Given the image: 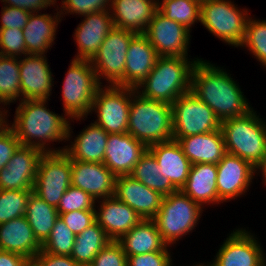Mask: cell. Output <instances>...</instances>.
<instances>
[{"mask_svg":"<svg viewBox=\"0 0 266 266\" xmlns=\"http://www.w3.org/2000/svg\"><path fill=\"white\" fill-rule=\"evenodd\" d=\"M33 259L39 266H81L71 256L50 254L42 250Z\"/></svg>","mask_w":266,"mask_h":266,"instance_id":"cell-49","label":"cell"},{"mask_svg":"<svg viewBox=\"0 0 266 266\" xmlns=\"http://www.w3.org/2000/svg\"><path fill=\"white\" fill-rule=\"evenodd\" d=\"M172 138L205 134L220 129L221 121L214 111L191 91L172 104Z\"/></svg>","mask_w":266,"mask_h":266,"instance_id":"cell-9","label":"cell"},{"mask_svg":"<svg viewBox=\"0 0 266 266\" xmlns=\"http://www.w3.org/2000/svg\"><path fill=\"white\" fill-rule=\"evenodd\" d=\"M160 168L155 157L147 150L135 165L130 174L135 180L143 183L148 188L155 190L162 196H167L178 189L160 173Z\"/></svg>","mask_w":266,"mask_h":266,"instance_id":"cell-34","label":"cell"},{"mask_svg":"<svg viewBox=\"0 0 266 266\" xmlns=\"http://www.w3.org/2000/svg\"><path fill=\"white\" fill-rule=\"evenodd\" d=\"M43 154L37 147L21 145L0 170V189L33 190L39 159Z\"/></svg>","mask_w":266,"mask_h":266,"instance_id":"cell-16","label":"cell"},{"mask_svg":"<svg viewBox=\"0 0 266 266\" xmlns=\"http://www.w3.org/2000/svg\"><path fill=\"white\" fill-rule=\"evenodd\" d=\"M170 251H155L127 257V266H170Z\"/></svg>","mask_w":266,"mask_h":266,"instance_id":"cell-47","label":"cell"},{"mask_svg":"<svg viewBox=\"0 0 266 266\" xmlns=\"http://www.w3.org/2000/svg\"><path fill=\"white\" fill-rule=\"evenodd\" d=\"M239 47L248 48L247 50L266 69V20H256L250 16L246 23L243 42Z\"/></svg>","mask_w":266,"mask_h":266,"instance_id":"cell-37","label":"cell"},{"mask_svg":"<svg viewBox=\"0 0 266 266\" xmlns=\"http://www.w3.org/2000/svg\"><path fill=\"white\" fill-rule=\"evenodd\" d=\"M217 165L197 163L191 165L188 178L180 191L204 205L221 204L217 192ZM220 202V203H219Z\"/></svg>","mask_w":266,"mask_h":266,"instance_id":"cell-29","label":"cell"},{"mask_svg":"<svg viewBox=\"0 0 266 266\" xmlns=\"http://www.w3.org/2000/svg\"><path fill=\"white\" fill-rule=\"evenodd\" d=\"M71 186L87 192L95 201L114 195L116 176L104 163L71 160Z\"/></svg>","mask_w":266,"mask_h":266,"instance_id":"cell-18","label":"cell"},{"mask_svg":"<svg viewBox=\"0 0 266 266\" xmlns=\"http://www.w3.org/2000/svg\"><path fill=\"white\" fill-rule=\"evenodd\" d=\"M33 190L0 189V224L25 216L27 202Z\"/></svg>","mask_w":266,"mask_h":266,"instance_id":"cell-38","label":"cell"},{"mask_svg":"<svg viewBox=\"0 0 266 266\" xmlns=\"http://www.w3.org/2000/svg\"><path fill=\"white\" fill-rule=\"evenodd\" d=\"M191 31L157 10L143 33L159 56L188 57Z\"/></svg>","mask_w":266,"mask_h":266,"instance_id":"cell-14","label":"cell"},{"mask_svg":"<svg viewBox=\"0 0 266 266\" xmlns=\"http://www.w3.org/2000/svg\"><path fill=\"white\" fill-rule=\"evenodd\" d=\"M136 33L114 27L101 43L98 52L90 60L99 84L124 86V69L129 43Z\"/></svg>","mask_w":266,"mask_h":266,"instance_id":"cell-11","label":"cell"},{"mask_svg":"<svg viewBox=\"0 0 266 266\" xmlns=\"http://www.w3.org/2000/svg\"><path fill=\"white\" fill-rule=\"evenodd\" d=\"M234 230L220 245L211 266H266V253L258 238L246 228Z\"/></svg>","mask_w":266,"mask_h":266,"instance_id":"cell-13","label":"cell"},{"mask_svg":"<svg viewBox=\"0 0 266 266\" xmlns=\"http://www.w3.org/2000/svg\"><path fill=\"white\" fill-rule=\"evenodd\" d=\"M59 217L75 235H79L96 221L95 210H77L59 214Z\"/></svg>","mask_w":266,"mask_h":266,"instance_id":"cell-45","label":"cell"},{"mask_svg":"<svg viewBox=\"0 0 266 266\" xmlns=\"http://www.w3.org/2000/svg\"><path fill=\"white\" fill-rule=\"evenodd\" d=\"M127 133L147 148L172 140L171 105L145 98L135 91L130 103Z\"/></svg>","mask_w":266,"mask_h":266,"instance_id":"cell-4","label":"cell"},{"mask_svg":"<svg viewBox=\"0 0 266 266\" xmlns=\"http://www.w3.org/2000/svg\"><path fill=\"white\" fill-rule=\"evenodd\" d=\"M71 177L70 157L64 151L46 152L39 159L33 192L57 208Z\"/></svg>","mask_w":266,"mask_h":266,"instance_id":"cell-12","label":"cell"},{"mask_svg":"<svg viewBox=\"0 0 266 266\" xmlns=\"http://www.w3.org/2000/svg\"><path fill=\"white\" fill-rule=\"evenodd\" d=\"M61 2L59 10L61 18L66 13L85 16L94 12L110 10L111 8V0H62Z\"/></svg>","mask_w":266,"mask_h":266,"instance_id":"cell-42","label":"cell"},{"mask_svg":"<svg viewBox=\"0 0 266 266\" xmlns=\"http://www.w3.org/2000/svg\"><path fill=\"white\" fill-rule=\"evenodd\" d=\"M146 151L131 134H109L103 163L116 177L130 175Z\"/></svg>","mask_w":266,"mask_h":266,"instance_id":"cell-20","label":"cell"},{"mask_svg":"<svg viewBox=\"0 0 266 266\" xmlns=\"http://www.w3.org/2000/svg\"><path fill=\"white\" fill-rule=\"evenodd\" d=\"M75 242V234L60 217L55 222L49 237L41 250L50 254L70 256Z\"/></svg>","mask_w":266,"mask_h":266,"instance_id":"cell-39","label":"cell"},{"mask_svg":"<svg viewBox=\"0 0 266 266\" xmlns=\"http://www.w3.org/2000/svg\"><path fill=\"white\" fill-rule=\"evenodd\" d=\"M47 102V100L20 101L14 112V122L9 126L14 130L22 146L37 147L44 153L63 152L61 148L53 149L48 145L51 142L71 140L73 132L70 126L71 120L66 114L62 116L50 111Z\"/></svg>","mask_w":266,"mask_h":266,"instance_id":"cell-2","label":"cell"},{"mask_svg":"<svg viewBox=\"0 0 266 266\" xmlns=\"http://www.w3.org/2000/svg\"><path fill=\"white\" fill-rule=\"evenodd\" d=\"M158 57L148 38L143 33L136 34L127 50L124 86L136 88L150 74Z\"/></svg>","mask_w":266,"mask_h":266,"instance_id":"cell-23","label":"cell"},{"mask_svg":"<svg viewBox=\"0 0 266 266\" xmlns=\"http://www.w3.org/2000/svg\"><path fill=\"white\" fill-rule=\"evenodd\" d=\"M172 265H173V264H172V262H171L170 266H172ZM192 266H211V264H210V263H209V264L207 263V265H205L204 263H200V264L197 263V264H195V265L193 264Z\"/></svg>","mask_w":266,"mask_h":266,"instance_id":"cell-54","label":"cell"},{"mask_svg":"<svg viewBox=\"0 0 266 266\" xmlns=\"http://www.w3.org/2000/svg\"><path fill=\"white\" fill-rule=\"evenodd\" d=\"M258 171V172H257ZM261 172L263 183L266 184V157L255 167V175Z\"/></svg>","mask_w":266,"mask_h":266,"instance_id":"cell-51","label":"cell"},{"mask_svg":"<svg viewBox=\"0 0 266 266\" xmlns=\"http://www.w3.org/2000/svg\"><path fill=\"white\" fill-rule=\"evenodd\" d=\"M0 55L6 57H22L28 55L21 29H0Z\"/></svg>","mask_w":266,"mask_h":266,"instance_id":"cell-41","label":"cell"},{"mask_svg":"<svg viewBox=\"0 0 266 266\" xmlns=\"http://www.w3.org/2000/svg\"><path fill=\"white\" fill-rule=\"evenodd\" d=\"M118 242L127 257L155 251H170V246L163 241L154 220L142 219Z\"/></svg>","mask_w":266,"mask_h":266,"instance_id":"cell-31","label":"cell"},{"mask_svg":"<svg viewBox=\"0 0 266 266\" xmlns=\"http://www.w3.org/2000/svg\"><path fill=\"white\" fill-rule=\"evenodd\" d=\"M25 217L37 240L43 244L49 237L59 213L57 208L49 205L32 192L27 202Z\"/></svg>","mask_w":266,"mask_h":266,"instance_id":"cell-33","label":"cell"},{"mask_svg":"<svg viewBox=\"0 0 266 266\" xmlns=\"http://www.w3.org/2000/svg\"><path fill=\"white\" fill-rule=\"evenodd\" d=\"M237 6L231 0H205L201 3L200 23L222 42L238 48L250 15L248 9Z\"/></svg>","mask_w":266,"mask_h":266,"instance_id":"cell-8","label":"cell"},{"mask_svg":"<svg viewBox=\"0 0 266 266\" xmlns=\"http://www.w3.org/2000/svg\"><path fill=\"white\" fill-rule=\"evenodd\" d=\"M62 86L63 112L72 120L81 121L90 114L99 87L90 60L72 59Z\"/></svg>","mask_w":266,"mask_h":266,"instance_id":"cell-6","label":"cell"},{"mask_svg":"<svg viewBox=\"0 0 266 266\" xmlns=\"http://www.w3.org/2000/svg\"><path fill=\"white\" fill-rule=\"evenodd\" d=\"M108 136L109 134L102 127L91 122L73 139L74 142L70 141L71 145L64 146L62 149L71 160L103 163Z\"/></svg>","mask_w":266,"mask_h":266,"instance_id":"cell-30","label":"cell"},{"mask_svg":"<svg viewBox=\"0 0 266 266\" xmlns=\"http://www.w3.org/2000/svg\"><path fill=\"white\" fill-rule=\"evenodd\" d=\"M42 248L25 216L0 224V250L33 259Z\"/></svg>","mask_w":266,"mask_h":266,"instance_id":"cell-27","label":"cell"},{"mask_svg":"<svg viewBox=\"0 0 266 266\" xmlns=\"http://www.w3.org/2000/svg\"><path fill=\"white\" fill-rule=\"evenodd\" d=\"M110 241L112 240L95 221L79 235H75V242L70 256L81 266H89L95 256Z\"/></svg>","mask_w":266,"mask_h":266,"instance_id":"cell-32","label":"cell"},{"mask_svg":"<svg viewBox=\"0 0 266 266\" xmlns=\"http://www.w3.org/2000/svg\"><path fill=\"white\" fill-rule=\"evenodd\" d=\"M158 10L170 20L182 24L191 31L192 26L196 22H200L201 2L195 0H162L158 3Z\"/></svg>","mask_w":266,"mask_h":266,"instance_id":"cell-36","label":"cell"},{"mask_svg":"<svg viewBox=\"0 0 266 266\" xmlns=\"http://www.w3.org/2000/svg\"><path fill=\"white\" fill-rule=\"evenodd\" d=\"M27 260L20 254L0 250V266H23Z\"/></svg>","mask_w":266,"mask_h":266,"instance_id":"cell-50","label":"cell"},{"mask_svg":"<svg viewBox=\"0 0 266 266\" xmlns=\"http://www.w3.org/2000/svg\"><path fill=\"white\" fill-rule=\"evenodd\" d=\"M216 165L217 192L221 203L245 195L254 179L255 168L248 161L228 153Z\"/></svg>","mask_w":266,"mask_h":266,"instance_id":"cell-15","label":"cell"},{"mask_svg":"<svg viewBox=\"0 0 266 266\" xmlns=\"http://www.w3.org/2000/svg\"><path fill=\"white\" fill-rule=\"evenodd\" d=\"M172 139L180 144L192 165L218 164L227 153L221 128L205 134Z\"/></svg>","mask_w":266,"mask_h":266,"instance_id":"cell-25","label":"cell"},{"mask_svg":"<svg viewBox=\"0 0 266 266\" xmlns=\"http://www.w3.org/2000/svg\"><path fill=\"white\" fill-rule=\"evenodd\" d=\"M2 106H0V127H2L6 121L8 120V110L6 108L4 109ZM4 109V110H3Z\"/></svg>","mask_w":266,"mask_h":266,"instance_id":"cell-52","label":"cell"},{"mask_svg":"<svg viewBox=\"0 0 266 266\" xmlns=\"http://www.w3.org/2000/svg\"><path fill=\"white\" fill-rule=\"evenodd\" d=\"M22 101L19 58L0 55V105Z\"/></svg>","mask_w":266,"mask_h":266,"instance_id":"cell-35","label":"cell"},{"mask_svg":"<svg viewBox=\"0 0 266 266\" xmlns=\"http://www.w3.org/2000/svg\"><path fill=\"white\" fill-rule=\"evenodd\" d=\"M30 14L29 11L23 10L22 8L3 5L0 15V29L16 28L23 30Z\"/></svg>","mask_w":266,"mask_h":266,"instance_id":"cell-46","label":"cell"},{"mask_svg":"<svg viewBox=\"0 0 266 266\" xmlns=\"http://www.w3.org/2000/svg\"><path fill=\"white\" fill-rule=\"evenodd\" d=\"M228 154L248 161L254 168L266 157V122L254 109L221 121Z\"/></svg>","mask_w":266,"mask_h":266,"instance_id":"cell-5","label":"cell"},{"mask_svg":"<svg viewBox=\"0 0 266 266\" xmlns=\"http://www.w3.org/2000/svg\"><path fill=\"white\" fill-rule=\"evenodd\" d=\"M225 69L200 58L191 75V92L220 120L240 117L253 109L237 81Z\"/></svg>","mask_w":266,"mask_h":266,"instance_id":"cell-1","label":"cell"},{"mask_svg":"<svg viewBox=\"0 0 266 266\" xmlns=\"http://www.w3.org/2000/svg\"><path fill=\"white\" fill-rule=\"evenodd\" d=\"M74 33L77 55L73 59L91 60L98 52L105 37L114 28L110 10L94 12L85 16Z\"/></svg>","mask_w":266,"mask_h":266,"instance_id":"cell-21","label":"cell"},{"mask_svg":"<svg viewBox=\"0 0 266 266\" xmlns=\"http://www.w3.org/2000/svg\"><path fill=\"white\" fill-rule=\"evenodd\" d=\"M23 266H39L34 259H28Z\"/></svg>","mask_w":266,"mask_h":266,"instance_id":"cell-53","label":"cell"},{"mask_svg":"<svg viewBox=\"0 0 266 266\" xmlns=\"http://www.w3.org/2000/svg\"><path fill=\"white\" fill-rule=\"evenodd\" d=\"M5 6H12L22 8L23 10L29 11L30 13L39 12L42 9L46 10L51 5L54 7L57 0H0ZM8 4V5H7Z\"/></svg>","mask_w":266,"mask_h":266,"instance_id":"cell-48","label":"cell"},{"mask_svg":"<svg viewBox=\"0 0 266 266\" xmlns=\"http://www.w3.org/2000/svg\"><path fill=\"white\" fill-rule=\"evenodd\" d=\"M147 150L158 162L160 173L180 190L185 184L191 163L176 140L153 144Z\"/></svg>","mask_w":266,"mask_h":266,"instance_id":"cell-26","label":"cell"},{"mask_svg":"<svg viewBox=\"0 0 266 266\" xmlns=\"http://www.w3.org/2000/svg\"><path fill=\"white\" fill-rule=\"evenodd\" d=\"M135 88L101 85L97 90L90 113L95 112L94 123L108 134L127 133L130 103Z\"/></svg>","mask_w":266,"mask_h":266,"instance_id":"cell-10","label":"cell"},{"mask_svg":"<svg viewBox=\"0 0 266 266\" xmlns=\"http://www.w3.org/2000/svg\"><path fill=\"white\" fill-rule=\"evenodd\" d=\"M89 266H127V256L118 241H110Z\"/></svg>","mask_w":266,"mask_h":266,"instance_id":"cell-43","label":"cell"},{"mask_svg":"<svg viewBox=\"0 0 266 266\" xmlns=\"http://www.w3.org/2000/svg\"><path fill=\"white\" fill-rule=\"evenodd\" d=\"M113 196L127 204L145 220H153L156 217L164 197L131 175L116 177Z\"/></svg>","mask_w":266,"mask_h":266,"instance_id":"cell-19","label":"cell"},{"mask_svg":"<svg viewBox=\"0 0 266 266\" xmlns=\"http://www.w3.org/2000/svg\"><path fill=\"white\" fill-rule=\"evenodd\" d=\"M203 207L180 190L163 197L161 208L153 219L163 241L171 246L190 234L202 216Z\"/></svg>","mask_w":266,"mask_h":266,"instance_id":"cell-7","label":"cell"},{"mask_svg":"<svg viewBox=\"0 0 266 266\" xmlns=\"http://www.w3.org/2000/svg\"><path fill=\"white\" fill-rule=\"evenodd\" d=\"M198 60V57L159 56L150 74L135 90L145 98L171 105L179 96L191 91V75Z\"/></svg>","mask_w":266,"mask_h":266,"instance_id":"cell-3","label":"cell"},{"mask_svg":"<svg viewBox=\"0 0 266 266\" xmlns=\"http://www.w3.org/2000/svg\"><path fill=\"white\" fill-rule=\"evenodd\" d=\"M46 55L19 57L22 100H49L54 78Z\"/></svg>","mask_w":266,"mask_h":266,"instance_id":"cell-17","label":"cell"},{"mask_svg":"<svg viewBox=\"0 0 266 266\" xmlns=\"http://www.w3.org/2000/svg\"><path fill=\"white\" fill-rule=\"evenodd\" d=\"M97 202L82 189L70 186L63 194L57 211L59 214L77 210H95Z\"/></svg>","mask_w":266,"mask_h":266,"instance_id":"cell-40","label":"cell"},{"mask_svg":"<svg viewBox=\"0 0 266 266\" xmlns=\"http://www.w3.org/2000/svg\"><path fill=\"white\" fill-rule=\"evenodd\" d=\"M21 146L14 130L8 121L0 127V170L10 161L13 154Z\"/></svg>","mask_w":266,"mask_h":266,"instance_id":"cell-44","label":"cell"},{"mask_svg":"<svg viewBox=\"0 0 266 266\" xmlns=\"http://www.w3.org/2000/svg\"><path fill=\"white\" fill-rule=\"evenodd\" d=\"M57 14L31 13L23 29L27 54L45 55L56 39L58 23L61 22L59 8ZM40 13V14H39Z\"/></svg>","mask_w":266,"mask_h":266,"instance_id":"cell-28","label":"cell"},{"mask_svg":"<svg viewBox=\"0 0 266 266\" xmlns=\"http://www.w3.org/2000/svg\"><path fill=\"white\" fill-rule=\"evenodd\" d=\"M97 202L99 206L95 204L96 222L113 241H118L142 220L135 210L114 196Z\"/></svg>","mask_w":266,"mask_h":266,"instance_id":"cell-22","label":"cell"},{"mask_svg":"<svg viewBox=\"0 0 266 266\" xmlns=\"http://www.w3.org/2000/svg\"><path fill=\"white\" fill-rule=\"evenodd\" d=\"M159 1L111 0L114 27L142 34L148 28Z\"/></svg>","mask_w":266,"mask_h":266,"instance_id":"cell-24","label":"cell"}]
</instances>
